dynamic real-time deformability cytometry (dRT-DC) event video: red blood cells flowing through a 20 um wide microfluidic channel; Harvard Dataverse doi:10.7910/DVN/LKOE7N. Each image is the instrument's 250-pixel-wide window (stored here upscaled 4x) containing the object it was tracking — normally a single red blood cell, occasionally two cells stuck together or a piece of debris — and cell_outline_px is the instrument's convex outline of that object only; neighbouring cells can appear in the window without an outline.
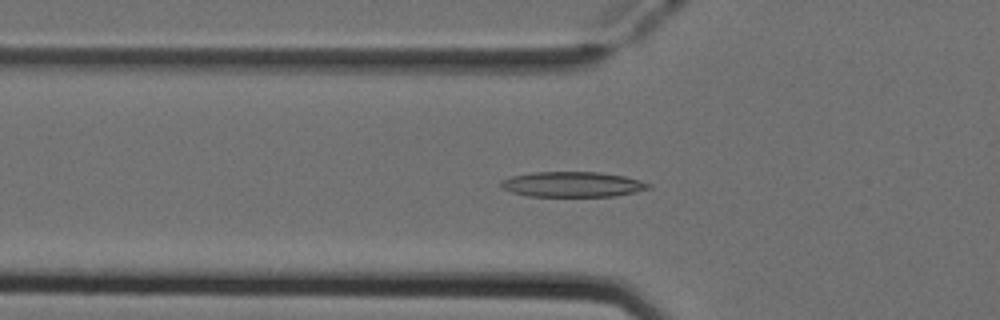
{"species": "Egyptian fruit bat (a non-hibernating species)", "species_latin": "Rousettus aegyptiacus", "temperature_condition": "cold", "stored_images_in_passage": 51, "camera_frame_rate_fps": 3000, "um_per_image_px": 0.085, "animal": {"sex": "female"}, "frame": {"image": 1, "passage_image": 17, "time_ms": 5.333, "image_size_px": [1000, 320], "cell_outline_px": [[652, 188], [636, 192], [616, 196], [528, 196], [512, 192], [500, 188], [500, 180], [512, 176], [532, 172], [600, 172], [624, 176], [640, 180], [652, 184]], "centroid_in_image_um": [48.67, 15.67], "position_along_channel_um": 77.1, "area_um2": 21.91}}
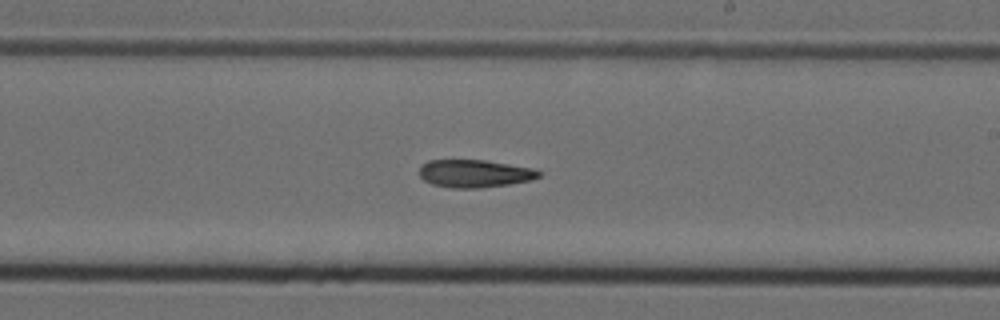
{"frame": {"image": 2, "passage_image": 30, "time_ms": 9.667, "image_size_px": [1000, 320], "cell_outline_px": [[544, 172], [540, 176], [532, 180], [508, 184], [480, 188], [452, 188], [432, 184], [424, 180], [420, 176], [420, 164], [428, 160], [484, 160], [532, 168]], "centroid_in_image_um": [40.34, 14.75], "position_along_channel_um": 248.7, "area_um2": 19.36}}
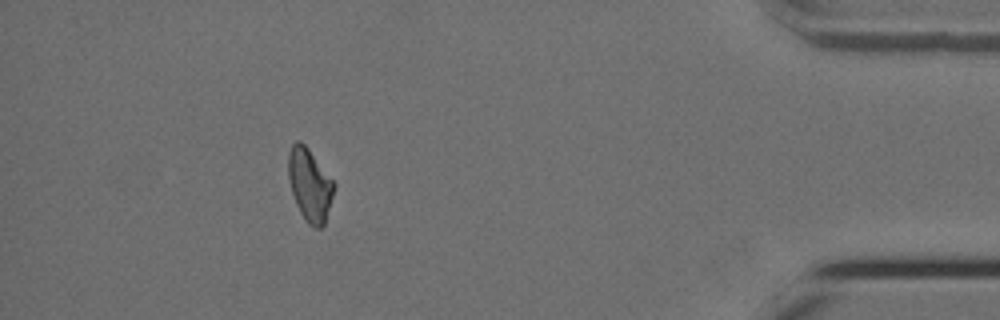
{"frame": {"image": 3, "passage_image": 46, "time_ms": 15.0, "image_size_px": [1000, 320], "cell_outline_px": [[336, 184], [324, 224], [320, 228], [312, 228], [304, 220], [296, 204], [292, 192], [288, 176], [288, 152], [292, 144], [296, 140], [300, 140], [308, 148]], "centroid_in_image_um": [26.32, 15.71], "position_along_channel_um": 408.9, "area_um2": 19.31}, "authors_computed_cell_mechanics": {"area_um2": 19.8832, "velocity_mm_per_s": 3.9448, "shape_relaxation_time_tau1_ms": 8.7822, "shape_relaxation_time_tau2_ms": null, "deformation_change_tau1": 0.196, "deformation_change_tau2": null}}